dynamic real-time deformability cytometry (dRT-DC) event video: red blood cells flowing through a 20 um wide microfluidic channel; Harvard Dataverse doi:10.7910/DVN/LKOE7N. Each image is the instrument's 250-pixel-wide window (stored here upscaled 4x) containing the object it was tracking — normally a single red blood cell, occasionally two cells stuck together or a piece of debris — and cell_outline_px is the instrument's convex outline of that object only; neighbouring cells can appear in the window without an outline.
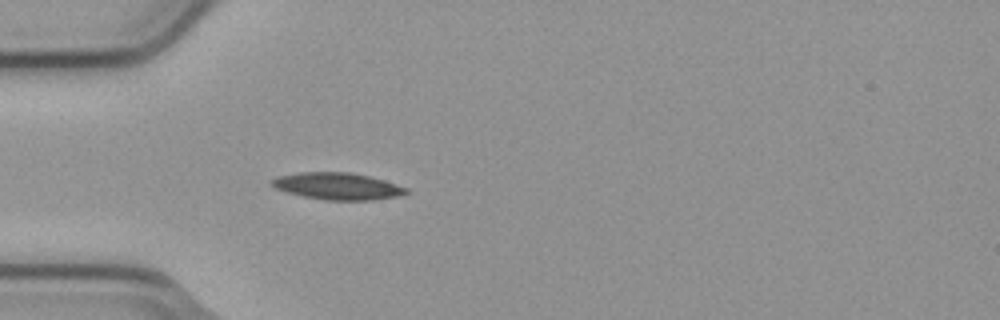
{"species": "common noctule bat (a hibernating species)", "species_latin": "Nyctalus noctula", "temperature_condition": "cold", "stored_images_in_passage": 4, "camera_frame_rate_fps": 3000, "um_per_image_px": 0.085, "animal": {"sex": "male", "body_mass_g": 23.1, "forearm_length_mm": 52.7}, "frame": {"image": 1, "passage_image": 4, "time_ms": 1.0, "image_size_px": [1000, 320], "cell_outline_px": [[412, 192], [400, 196], [372, 200], [324, 200], [304, 196], [288, 192], [276, 188], [268, 184], [272, 180], [280, 176], [304, 172], [348, 172], [368, 176], [384, 180], [408, 188]], "centroid_in_image_um": [28.75, 15.83], "position_along_channel_um": 56.2, "area_um2": 20.98}}